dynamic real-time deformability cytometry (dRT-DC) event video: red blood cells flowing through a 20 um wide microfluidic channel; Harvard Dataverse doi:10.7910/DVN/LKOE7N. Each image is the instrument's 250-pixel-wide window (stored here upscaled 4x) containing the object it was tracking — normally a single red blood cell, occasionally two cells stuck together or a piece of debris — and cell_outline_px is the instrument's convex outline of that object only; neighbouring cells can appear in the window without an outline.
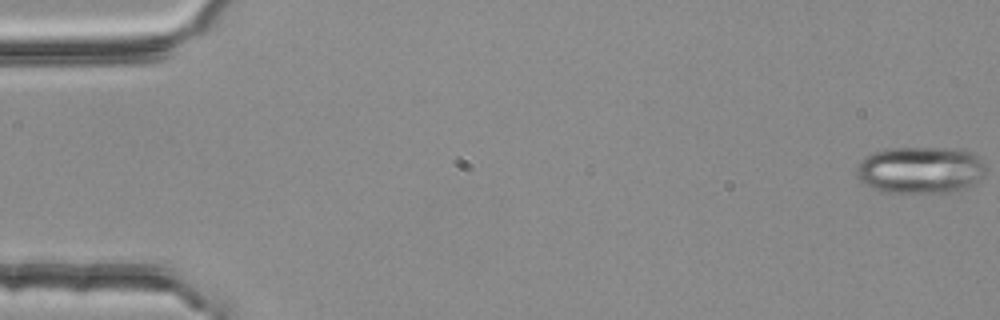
{"species": "common noctule bat (a hibernating species)", "species_latin": "Nyctalus noctula", "temperature_condition": "room temperature", "stored_images_in_passage": 4, "camera_frame_rate_fps": 3000, "um_per_image_px": 0.085, "animal": {"sex": "female", "body_mass_g": 25.1}, "frame": {"image": 1, "passage_image": 1, "time_ms": 0.0, "image_size_px": [1000, 320], "cell_outline_px": [[984, 176], [968, 188], [952, 192], [880, 192], [864, 184], [856, 176], [856, 168], [872, 152], [888, 148], [960, 148], [972, 152], [984, 164]], "centroid_in_image_um": [78.25, 14.45], "position_along_channel_um": 6.8, "area_um2": 35.49}}